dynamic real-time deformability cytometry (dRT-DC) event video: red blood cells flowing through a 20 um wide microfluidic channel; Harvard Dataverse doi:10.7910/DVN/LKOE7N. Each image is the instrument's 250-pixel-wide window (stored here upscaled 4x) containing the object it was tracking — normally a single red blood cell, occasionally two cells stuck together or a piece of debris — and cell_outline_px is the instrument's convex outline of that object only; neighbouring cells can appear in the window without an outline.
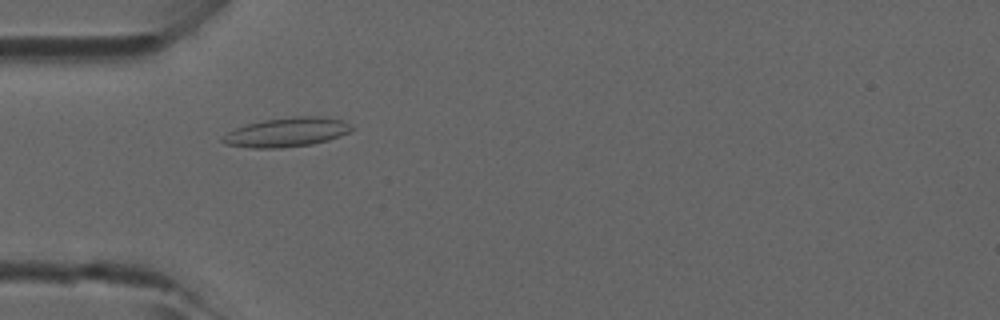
{"species": "common noctule bat (a hibernating species)", "species_latin": "Nyctalus noctula", "temperature_condition": "room temperature", "stored_images_in_passage": 3, "camera_frame_rate_fps": 3000, "um_per_image_px": 0.085, "animal": {"sex": "male", "forearm_length_mm": 52.5}, "frame": {"image": 1, "passage_image": 1, "time_ms": 0.0, "image_size_px": [1000, 320], "cell_outline_px": [[356, 128], [352, 132], [328, 140], [312, 144], [280, 148], [252, 148], [224, 144], [220, 140], [220, 136], [236, 128], [248, 124], [264, 120], [292, 116], [320, 116], [344, 120]], "centroid_in_image_um": [24.4, 11.24], "position_along_channel_um": 60.6, "area_um2": 22.25}}
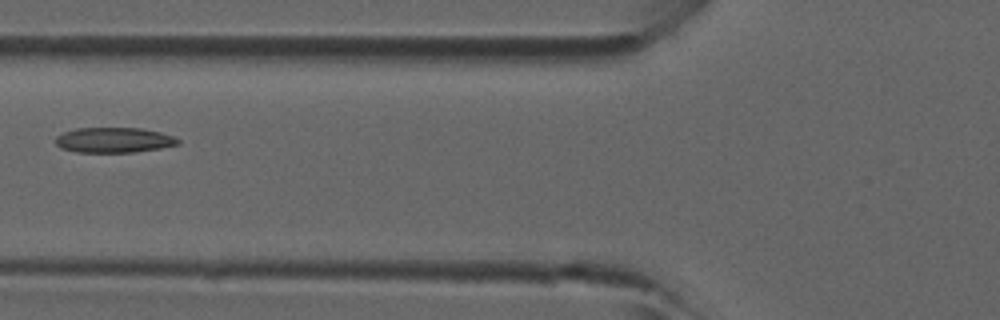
{"frame": {"image": 2, "passage_image": 2, "time_ms": 0.333, "image_size_px": [1000, 320], "cell_outline_px": [[180, 144], [160, 148], [132, 152], [76, 152], [60, 148], [56, 144], [56, 136], [64, 132], [76, 128], [140, 128], [160, 132], [172, 136], [180, 140]], "centroid_in_image_um": [9.67, 11.9], "position_along_channel_um": 116.1, "area_um2": 17.92}}
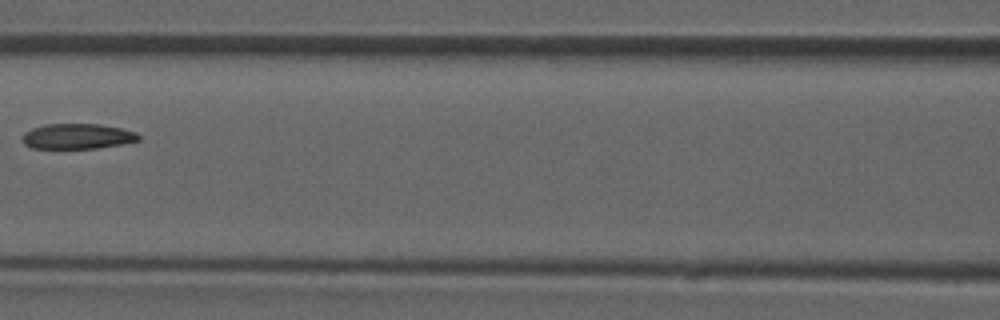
{"frame": {"image": 3, "passage_image": 3, "time_ms": 0.667, "image_size_px": [1000, 320], "cell_outline_px": [[140, 140], [120, 144], [96, 148], [32, 148], [24, 144], [20, 140], [20, 136], [24, 132], [32, 128], [44, 124], [100, 124], [120, 128], [136, 132], [140, 136]], "centroid_in_image_um": [6.52, 11.58], "position_along_channel_um": 160.1, "area_um2": 17.22}}